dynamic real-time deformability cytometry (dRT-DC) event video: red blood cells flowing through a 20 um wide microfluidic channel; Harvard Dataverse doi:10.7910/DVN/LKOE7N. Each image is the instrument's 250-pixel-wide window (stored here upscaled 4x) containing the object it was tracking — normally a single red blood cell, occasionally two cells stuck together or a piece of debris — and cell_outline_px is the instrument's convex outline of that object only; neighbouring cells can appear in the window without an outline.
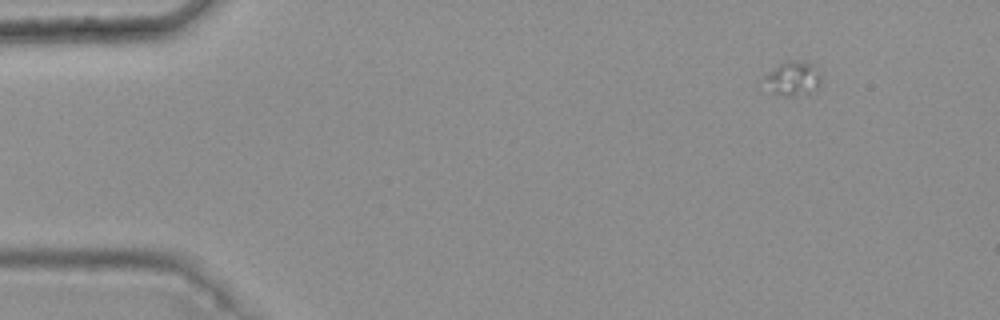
{"species": "common noctule bat (a hibernating species)", "species_latin": "Nyctalus noctula", "temperature_condition": "warm", "stored_images_in_passage": 4, "camera_frame_rate_fps": 3000, "um_per_image_px": 0.085, "animal": {"sex": "female", "body_mass_g": 25.1}, "frame": {"image": 1, "passage_image": 1, "time_ms": 0.0, "image_size_px": [1000, 320], "cell_outline_px": [[820, 84], [816, 88], [808, 92], [792, 96], [784, 96], [768, 88], [764, 84], [764, 76], [784, 60], [792, 60], [812, 64], [820, 76]], "centroid_in_image_um": [67.36, 6.65], "position_along_channel_um": 17.6, "area_um2": 10.92}}